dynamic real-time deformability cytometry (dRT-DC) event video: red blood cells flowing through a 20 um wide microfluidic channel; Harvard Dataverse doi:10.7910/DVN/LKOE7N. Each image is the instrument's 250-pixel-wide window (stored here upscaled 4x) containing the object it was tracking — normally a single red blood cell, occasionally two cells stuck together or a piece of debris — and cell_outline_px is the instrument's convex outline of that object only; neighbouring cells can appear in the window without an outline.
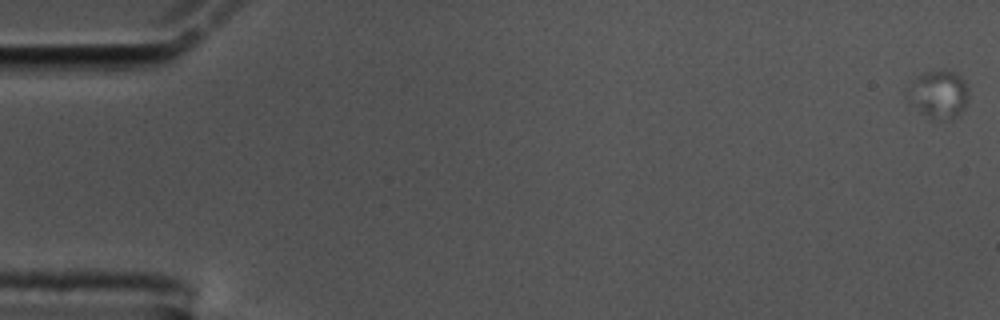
{"species": "common noctule bat (a hibernating species)", "species_latin": "Nyctalus noctula", "temperature_condition": "cold", "stored_images_in_passage": 5, "camera_frame_rate_fps": 3000, "um_per_image_px": 0.085, "animal": {"sex": "male", "body_mass_g": 17.5, "forearm_length_mm": 52.3}, "frame": {"image": 1, "passage_image": 1, "time_ms": 0.0, "image_size_px": [1000, 320], "cell_outline_px": [[968, 100], [964, 108], [952, 120], [932, 120], [920, 112], [916, 104], [912, 80], [916, 76], [924, 72], [948, 68], [960, 76], [964, 80], [968, 88]], "centroid_in_image_um": [79.93, 8.0], "position_along_channel_um": 5.1, "area_um2": 16.47}}